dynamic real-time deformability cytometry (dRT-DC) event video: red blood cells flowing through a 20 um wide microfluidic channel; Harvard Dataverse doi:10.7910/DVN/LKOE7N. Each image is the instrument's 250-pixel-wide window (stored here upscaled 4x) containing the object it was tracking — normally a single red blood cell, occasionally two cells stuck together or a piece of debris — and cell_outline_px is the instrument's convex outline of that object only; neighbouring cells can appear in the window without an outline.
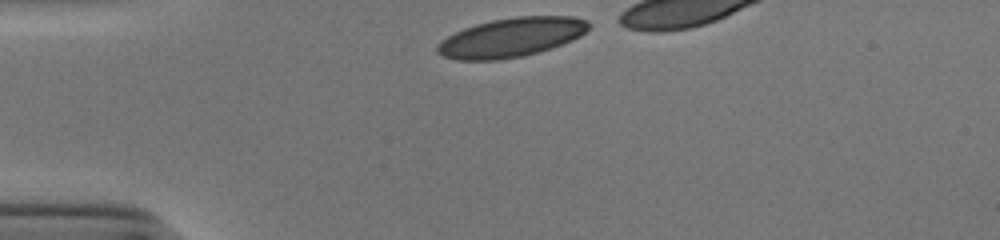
{"species": "human", "species_latin": "Homo sapiens", "temperature_condition": "cold", "stored_images_in_passage": 12, "camera_frame_rate_fps": 3000, "um_per_image_px": 0.085, "donor": {"sex": "male"}, "frame": {"image": 1, "passage_image": 1, "time_ms": 0.0, "image_size_px": [1000, 240], "cell_outline_px": [[592, 24], [580, 36], [572, 40], [552, 48], [540, 52], [520, 56], [496, 60], [460, 60], [444, 56], [436, 52], [436, 44], [440, 40], [464, 28], [476, 24], [492, 20], [516, 16], [572, 16], [588, 20]], "centroid_in_image_um": [43.47, 3.17], "position_along_channel_um": 41.5, "area_um2": 34.56}}
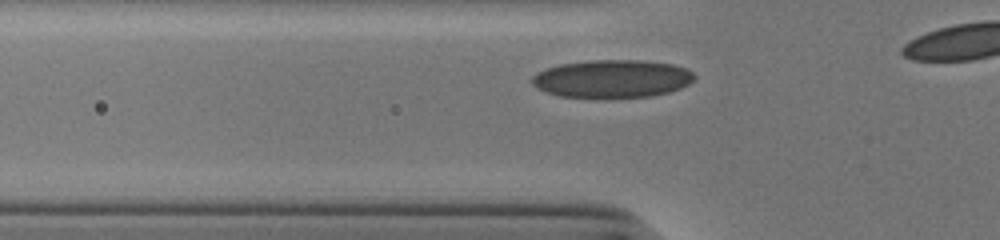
{"frame": {"image": 2, "passage_image": 6, "time_ms": 1.667, "image_size_px": [1000, 240], "cell_outline_px": [[696, 76], [688, 84], [680, 88], [668, 92], [648, 96], [560, 96], [544, 92], [536, 88], [532, 84], [532, 76], [536, 72], [560, 64], [592, 60], [640, 60], [672, 64], [684, 68], [692, 72]], "centroid_in_image_um": [52.0, 6.67], "position_along_channel_um": 73.8, "area_um2": 35.26}}
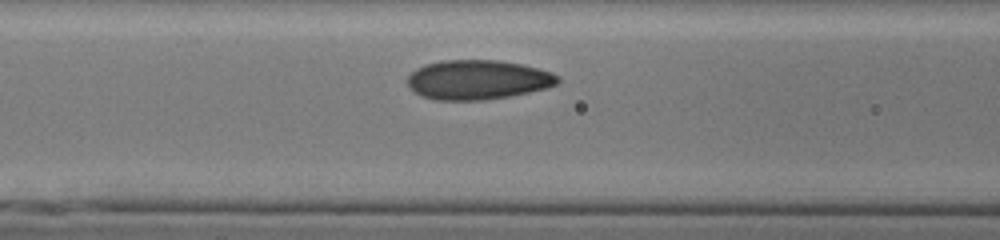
{"frame": {"image": 3, "passage_image": 10, "time_ms": 3.0, "image_size_px": [1000, 240], "cell_outline_px": [[560, 80], [556, 84], [548, 88], [508, 96], [484, 100], [436, 100], [420, 96], [408, 84], [408, 76], [416, 68], [424, 64], [440, 60], [500, 60], [520, 64], [552, 72], [560, 76]], "centroid_in_image_um": [40.61, 6.77], "position_along_channel_um": 126.0, "area_um2": 34.62}}